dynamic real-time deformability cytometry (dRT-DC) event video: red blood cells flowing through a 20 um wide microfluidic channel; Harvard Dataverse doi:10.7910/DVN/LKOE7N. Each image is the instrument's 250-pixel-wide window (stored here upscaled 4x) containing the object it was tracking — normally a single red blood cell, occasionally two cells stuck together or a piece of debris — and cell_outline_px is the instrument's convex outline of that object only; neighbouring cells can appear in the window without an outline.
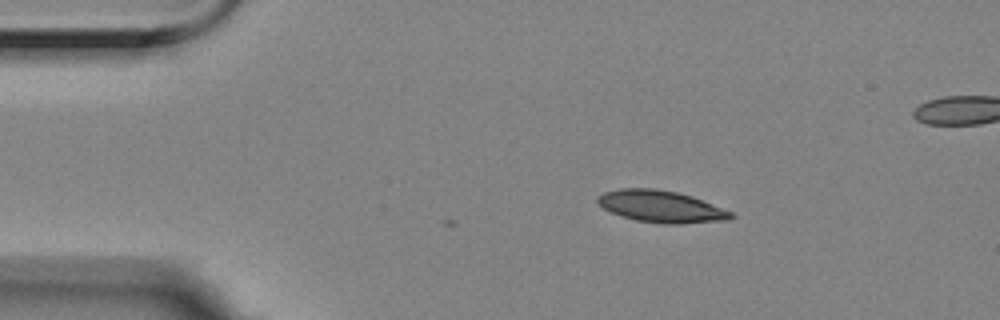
{"species": "Egyptian fruit bat (a non-hibernating species)", "species_latin": "Rousettus aegyptiacus", "temperature_condition": "room temperature", "stored_images_in_passage": 7, "camera_frame_rate_fps": 3000, "um_per_image_px": 0.085, "animal": {"sex": "female"}, "frame": {"image": 1, "passage_image": 1, "time_ms": 0.0, "image_size_px": [1000, 320], "cell_outline_px": [[736, 216], [728, 220], [680, 224], [664, 224], [636, 220], [620, 216], [604, 208], [596, 200], [596, 196], [604, 192], [620, 188], [656, 188], [676, 192], [692, 196], [732, 212]], "centroid_in_image_um": [56.18, 17.55], "position_along_channel_um": 28.8, "area_um2": 24.8}}